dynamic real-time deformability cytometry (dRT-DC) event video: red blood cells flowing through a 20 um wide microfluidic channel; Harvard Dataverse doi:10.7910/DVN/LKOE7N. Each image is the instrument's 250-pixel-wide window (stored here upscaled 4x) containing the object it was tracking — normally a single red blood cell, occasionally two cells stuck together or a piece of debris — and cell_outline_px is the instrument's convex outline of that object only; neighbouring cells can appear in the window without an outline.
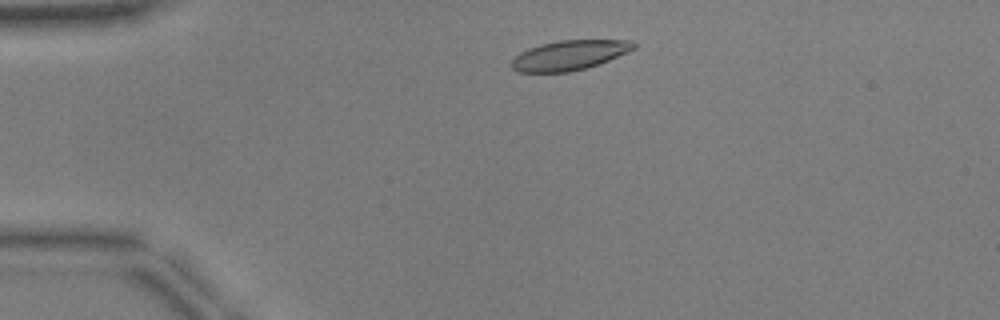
{"species": "common noctule bat (a hibernating species)", "species_latin": "Nyctalus noctula", "temperature_condition": "warm", "stored_images_in_passage": 45, "camera_frame_rate_fps": 3000, "um_per_image_px": 0.085, "animal": {"sex": "male", "body_mass_g": 17.9, "forearm_length_mm": 54.2}, "frame": {"image": 1, "passage_image": 5, "time_ms": 1.333, "image_size_px": [1000, 320], "cell_outline_px": [[636, 48], [608, 60], [584, 68], [568, 72], [520, 72], [512, 68], [512, 60], [520, 52], [528, 48], [540, 44], [560, 40], [632, 40], [636, 44]], "centroid_in_image_um": [48.39, 4.68], "position_along_channel_um": 36.6, "area_um2": 20.92}}
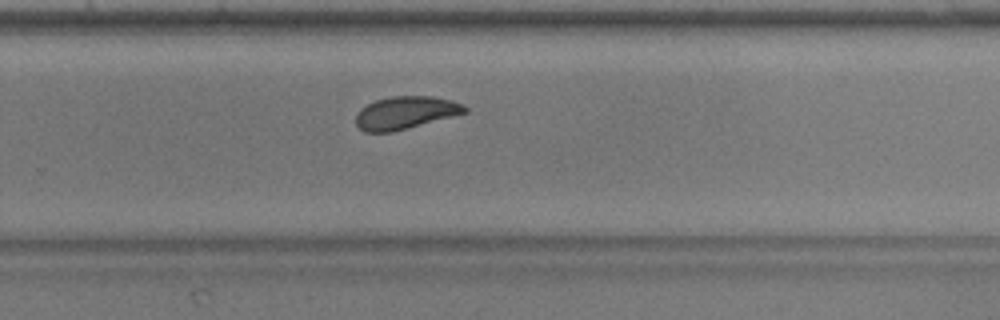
{"frame": {"image": 2, "passage_image": 28, "time_ms": 9.0, "image_size_px": [1000, 320], "cell_outline_px": [[468, 112], [392, 132], [364, 132], [356, 124], [356, 116], [360, 108], [376, 100], [392, 96], [432, 96], [452, 100], [464, 104], [468, 108]], "centroid_in_image_um": [34.48, 9.57], "position_along_channel_um": 295.3, "area_um2": 20.69}}
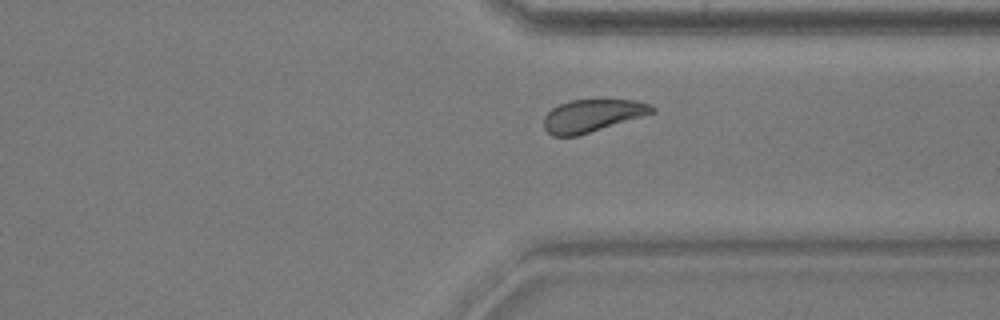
{"frame": {"image": 3, "passage_image": 33, "time_ms": 10.667, "image_size_px": [1000, 320], "cell_outline_px": [[656, 112], [644, 116], [576, 136], [552, 136], [544, 128], [544, 116], [552, 108], [568, 100], [636, 100], [652, 104], [656, 108]], "centroid_in_image_um": [50.37, 9.82], "position_along_channel_um": 361.0, "area_um2": 20.52}, "authors_computed_cell_mechanics": {"area_um2": 21.7906, "velocity_mm_per_s": 3.9238, "shape_relaxation_time_tau1_ms": 4.5327, "shape_relaxation_time_tau2_ms": 2.4035, "deformation_change_tau1": 0.1368, "deformation_change_tau2": 0.063}}